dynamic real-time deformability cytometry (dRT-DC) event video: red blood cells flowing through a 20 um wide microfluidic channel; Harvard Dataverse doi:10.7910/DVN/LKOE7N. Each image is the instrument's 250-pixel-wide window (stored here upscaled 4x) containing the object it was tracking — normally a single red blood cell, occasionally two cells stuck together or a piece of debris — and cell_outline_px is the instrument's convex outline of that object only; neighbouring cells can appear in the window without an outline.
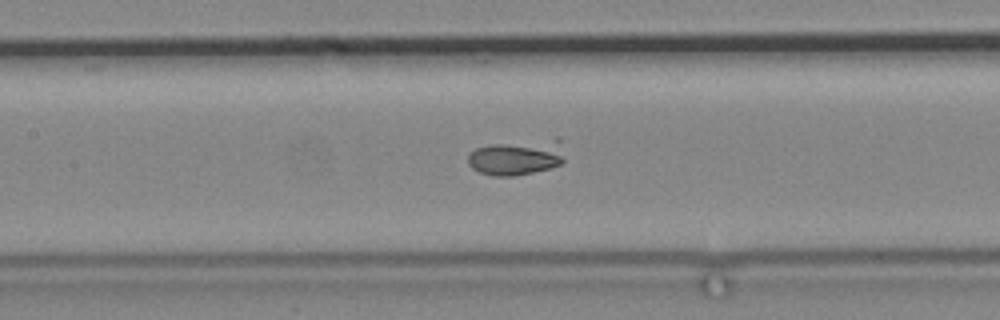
{"species": "common noctule bat (a hibernating species)", "species_latin": "Nyctalus noctula", "temperature_condition": "cold", "stored_images_in_passage": 46, "segment_of_instrument_passage": [2, 2], "camera_frame_rate_fps": 3000, "um_per_image_px": 0.085, "animal": {"sex": "male", "body_mass_g": 19.2, "forearm_length_mm": 51.8}, "frame": {"image": 1, "passage_image": 12, "time_ms": 3.667, "image_size_px": [1000, 320], "cell_outline_px": [[564, 164], [552, 168], [512, 176], [492, 176], [480, 172], [472, 168], [468, 164], [468, 152], [476, 148], [492, 144], [504, 144], [552, 148], [564, 160]], "centroid_in_image_um": [43.57, 13.56], "position_along_channel_um": 163.8, "area_um2": 17.22}}
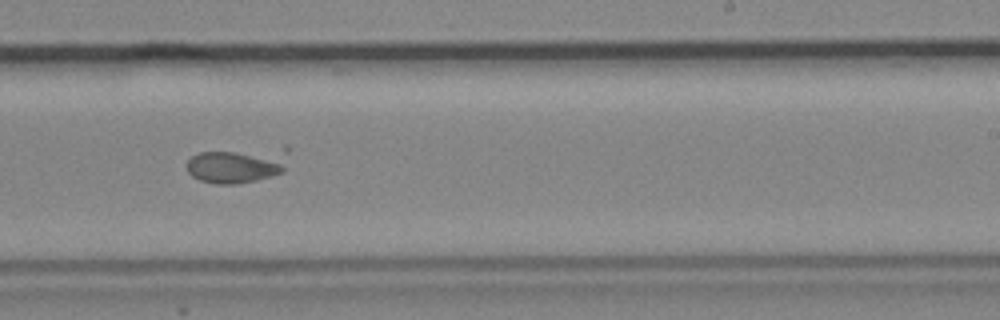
{"frame": {"image": 2, "passage_image": 22, "time_ms": 7.0, "image_size_px": [1000, 320], "cell_outline_px": [[284, 172], [272, 176], [256, 180], [236, 184], [216, 184], [200, 180], [192, 176], [188, 172], [188, 160], [192, 156], [200, 152], [236, 152], [280, 160], [284, 168]], "centroid_in_image_um": [19.74, 14.23], "position_along_channel_um": 269.3, "area_um2": 17.57}}
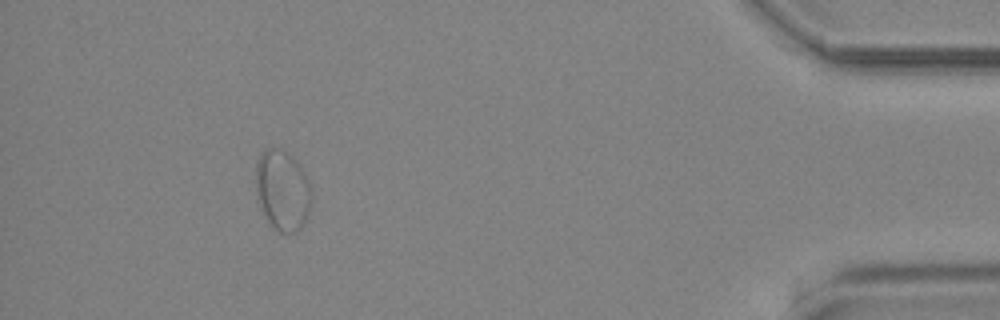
{"frame": {"image": 3, "passage_image": 41, "time_ms": 13.333, "image_size_px": [1000, 320], "cell_outline_px": [[312, 204], [300, 228], [296, 232], [280, 232], [272, 228], [260, 204], [256, 192], [256, 160], [264, 148], [280, 148], [292, 156], [300, 164], [308, 180], [312, 192]], "centroid_in_image_um": [24.02, 16.14], "position_along_channel_um": 411.2, "area_um2": 26.18}}